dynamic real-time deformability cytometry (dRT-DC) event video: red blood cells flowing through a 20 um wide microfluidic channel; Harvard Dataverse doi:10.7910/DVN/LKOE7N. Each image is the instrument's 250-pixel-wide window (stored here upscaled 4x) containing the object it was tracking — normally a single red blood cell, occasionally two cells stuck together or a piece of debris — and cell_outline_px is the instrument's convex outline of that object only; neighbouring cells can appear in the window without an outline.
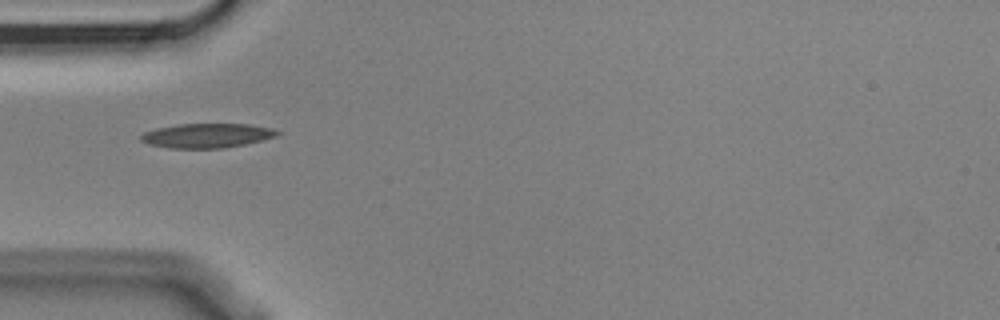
{"species": "Egyptian fruit bat (a non-hibernating species)", "species_latin": "Rousettus aegyptiacus", "temperature_condition": "cold", "stored_images_in_passage": 6, "camera_frame_rate_fps": 3000, "um_per_image_px": 0.085, "animal": {"sex": "male"}, "frame": {"image": 1, "passage_image": 1, "time_ms": 0.0, "image_size_px": [1000, 320], "cell_outline_px": [[280, 132], [276, 136], [244, 144], [224, 148], [168, 148], [148, 144], [140, 140], [140, 136], [144, 132], [156, 128], [180, 124], [248, 124], [272, 128]], "centroid_in_image_um": [17.55, 11.52], "position_along_channel_um": 67.5, "area_um2": 19.25}}
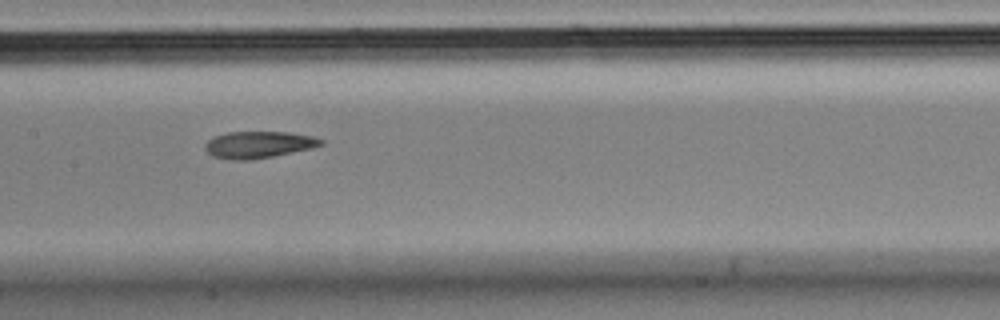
{"frame": {"image": 2, "passage_image": 4, "time_ms": 1.0, "image_size_px": [1000, 320], "cell_outline_px": [[324, 144], [312, 148], [272, 156], [248, 160], [232, 160], [212, 156], [204, 148], [204, 144], [212, 136], [228, 132], [288, 132], [312, 136], [324, 140]], "centroid_in_image_um": [21.95, 12.29], "position_along_channel_um": 185.5, "area_um2": 18.09}}
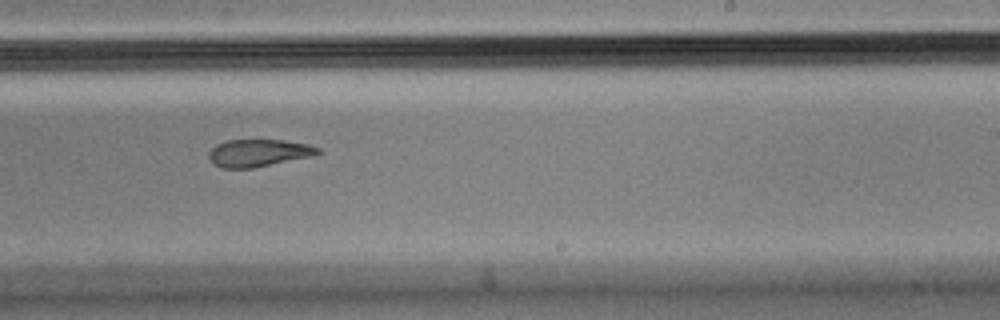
{"frame": {"image": 3, "passage_image": 6, "time_ms": 1.667, "image_size_px": [1000, 320], "cell_outline_px": [[320, 152], [312, 156], [252, 168], [220, 168], [208, 156], [208, 152], [216, 144], [224, 140], [284, 140], [308, 144], [320, 148]], "centroid_in_image_um": [21.96, 12.99], "position_along_channel_um": 267.0, "area_um2": 17.28}}